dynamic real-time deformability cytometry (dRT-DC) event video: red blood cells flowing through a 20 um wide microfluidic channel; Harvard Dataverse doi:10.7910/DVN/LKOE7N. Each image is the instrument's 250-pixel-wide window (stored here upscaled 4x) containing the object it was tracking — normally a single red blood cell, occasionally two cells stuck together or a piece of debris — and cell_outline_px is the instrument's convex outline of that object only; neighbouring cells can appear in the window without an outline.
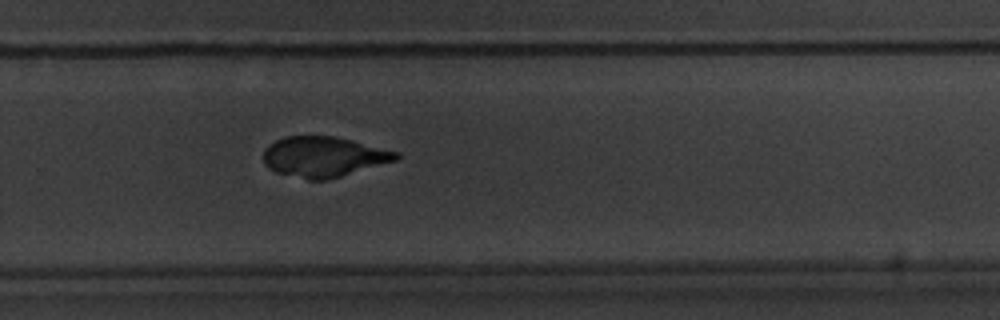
{"species": "common noctule bat (a hibernating species)", "species_latin": "Nyctalus noctula", "temperature_condition": "warm", "stored_images_in_passage": 42, "camera_frame_rate_fps": 3000, "um_per_image_px": 0.085, "animal": {"sex": "male", "body_mass_g": 20.1, "forearm_length_mm": 53.5}, "frame": {"image": 1, "passage_image": 24, "time_ms": 7.667, "image_size_px": [1000, 320], "cell_outline_px": [[400, 156], [396, 160], [328, 180], [308, 180], [276, 172], [268, 168], [264, 164], [264, 148], [276, 140], [284, 136], [332, 136], [352, 140], [400, 152]], "centroid_in_image_um": [27.5, 13.33], "position_along_channel_um": 302.3, "area_um2": 31.21}}
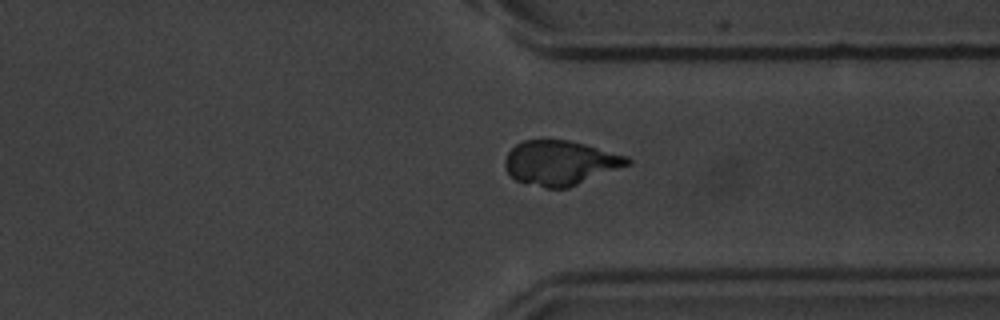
{"frame": {"image": 2, "passage_image": 29, "time_ms": 9.333, "image_size_px": [1000, 320], "cell_outline_px": [[632, 164], [568, 188], [544, 188], [524, 184], [516, 180], [508, 172], [504, 164], [504, 160], [508, 152], [516, 144], [524, 140], [568, 140], [584, 144], [628, 156], [632, 160]], "centroid_in_image_um": [47.63, 13.85], "position_along_channel_um": 363.8, "area_um2": 31.96}}
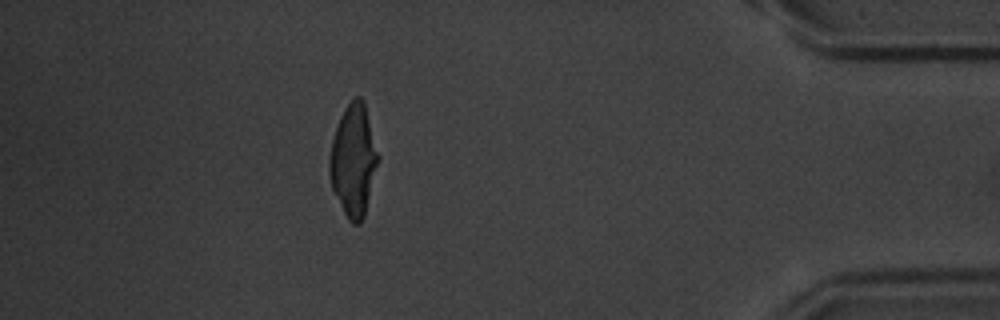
{"frame": {"image": 3, "passage_image": 36, "time_ms": 11.667, "image_size_px": [1000, 320], "cell_outline_px": [[380, 156], [364, 216], [360, 224], [352, 224], [348, 220], [332, 188], [328, 172], [328, 160], [332, 140], [340, 116], [344, 108], [356, 96], [360, 96], [364, 100]], "centroid_in_image_um": [30.05, 13.61], "position_along_channel_um": 405.2, "area_um2": 31.79}}